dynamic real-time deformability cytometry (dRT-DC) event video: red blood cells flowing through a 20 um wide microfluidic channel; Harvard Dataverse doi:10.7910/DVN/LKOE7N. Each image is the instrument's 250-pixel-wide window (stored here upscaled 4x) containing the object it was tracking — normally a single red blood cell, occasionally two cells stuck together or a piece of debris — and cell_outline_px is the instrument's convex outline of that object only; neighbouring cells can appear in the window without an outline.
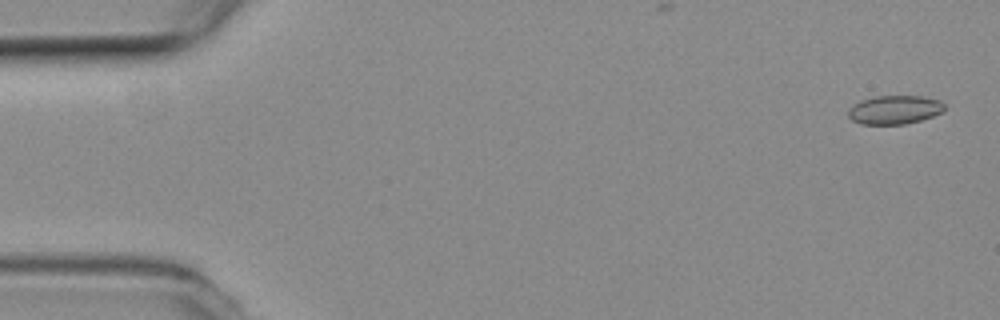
{"species": "common noctule bat (a hibernating species)", "species_latin": "Nyctalus noctula", "temperature_condition": "room temperature", "stored_images_in_passage": 54, "camera_frame_rate_fps": 3000, "um_per_image_px": 0.085, "animal": {"sex": "female", "body_mass_g": 19.3, "forearm_length_mm": 54.1}, "frame": {"image": 1, "passage_image": 2, "time_ms": 0.333, "image_size_px": [1000, 320], "cell_outline_px": [[944, 112], [920, 120], [904, 124], [860, 124], [852, 120], [848, 116], [848, 108], [852, 104], [860, 100], [876, 96], [920, 96], [940, 100], [944, 104]], "centroid_in_image_um": [76.01, 9.32], "position_along_channel_um": 9.0, "area_um2": 16.18}}
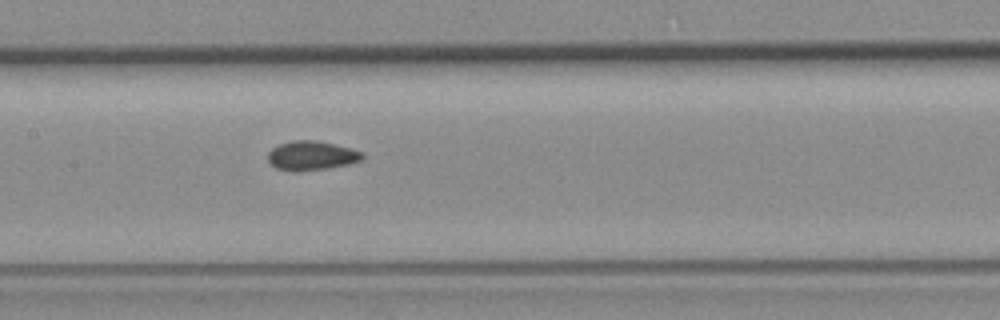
{"frame": {"image": 2, "passage_image": 26, "time_ms": 8.333, "image_size_px": [1000, 320], "cell_outline_px": [[364, 156], [360, 160], [348, 164], [328, 168], [296, 172], [292, 172], [276, 168], [268, 160], [268, 152], [272, 148], [280, 144], [292, 140], [316, 140], [364, 152]], "centroid_in_image_um": [26.45, 13.24], "position_along_channel_um": 181.0, "area_um2": 16.01}}
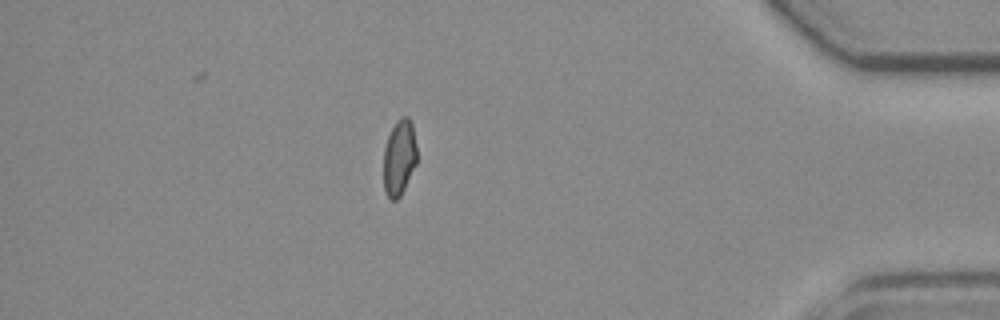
{"frame": {"image": 3, "passage_image": 47, "time_ms": 15.333, "image_size_px": [1000, 320], "cell_outline_px": [[416, 164], [400, 196], [396, 200], [392, 200], [384, 192], [384, 148], [388, 136], [396, 120], [400, 116], [408, 116], [412, 124], [416, 144]], "centroid_in_image_um": [33.93, 13.37], "position_along_channel_um": 401.3, "area_um2": 14.68}, "authors_computed_cell_mechanics": {"area_um2": 15.6638, "velocity_mm_per_s": 3.799, "shape_relaxation_time_tau1_ms": null, "shape_relaxation_time_tau2_ms": 2.3045, "deformation_change_tau1": null, "deformation_change_tau2": 0.0543}}